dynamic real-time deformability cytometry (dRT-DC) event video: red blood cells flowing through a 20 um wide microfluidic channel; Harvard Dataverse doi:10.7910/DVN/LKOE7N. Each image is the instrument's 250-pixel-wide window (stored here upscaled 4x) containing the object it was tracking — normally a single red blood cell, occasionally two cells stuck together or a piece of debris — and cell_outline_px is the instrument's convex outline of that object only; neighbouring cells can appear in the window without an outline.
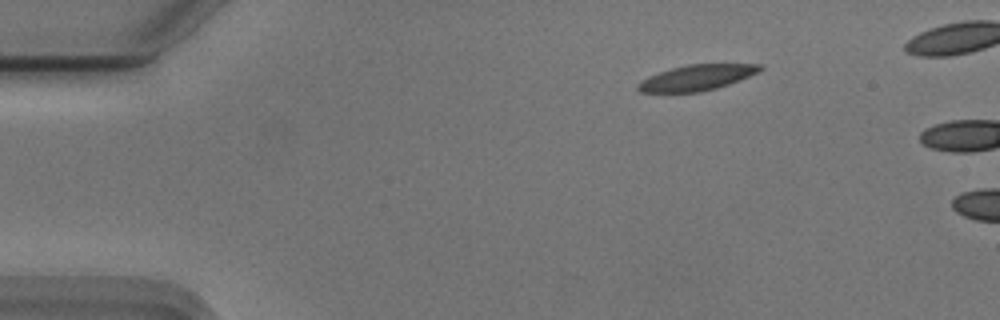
{"species": "Egyptian fruit bat (a non-hibernating species)", "species_latin": "Rousettus aegyptiacus", "temperature_condition": "cold", "stored_images_in_passage": 3, "camera_frame_rate_fps": 3000, "um_per_image_px": 0.085, "animal": {"sex": "male"}, "frame": {"image": 1, "passage_image": 1, "time_ms": 0.0, "image_size_px": [1000, 320], "cell_outline_px": [[764, 68], [748, 76], [728, 84], [716, 88], [700, 92], [640, 92], [636, 88], [636, 84], [648, 76], [672, 68], [688, 64], [760, 64]], "centroid_in_image_um": [59.18, 6.6], "position_along_channel_um": 25.8, "area_um2": 17.98}}